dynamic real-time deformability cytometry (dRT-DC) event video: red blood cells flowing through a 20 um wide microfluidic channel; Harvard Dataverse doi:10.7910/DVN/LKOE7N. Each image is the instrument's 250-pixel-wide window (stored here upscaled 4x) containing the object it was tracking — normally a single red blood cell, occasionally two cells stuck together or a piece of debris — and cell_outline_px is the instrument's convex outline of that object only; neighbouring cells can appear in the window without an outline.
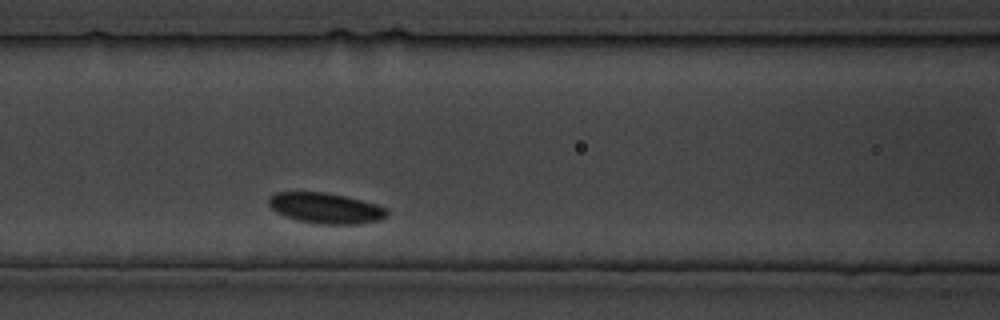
{"species": "common noctule bat (a hibernating species)", "species_latin": "Nyctalus noctula", "temperature_condition": "cold", "stored_images_in_passage": 7, "camera_frame_rate_fps": 3000, "um_per_image_px": 0.085, "animal": {"sex": "male", "body_mass_g": 19.5, "forearm_length_mm": 54.6}, "frame": {"image": 1, "passage_image": 6, "time_ms": 6.0, "image_size_px": [1000, 320], "cell_outline_px": [[388, 216], [380, 220], [356, 224], [320, 224], [300, 220], [276, 212], [268, 204], [268, 196], [276, 192], [324, 192], [344, 196], [376, 204], [384, 208], [388, 212]], "centroid_in_image_um": [27.67, 17.68], "position_along_channel_um": 138.9, "area_um2": 20.87}}